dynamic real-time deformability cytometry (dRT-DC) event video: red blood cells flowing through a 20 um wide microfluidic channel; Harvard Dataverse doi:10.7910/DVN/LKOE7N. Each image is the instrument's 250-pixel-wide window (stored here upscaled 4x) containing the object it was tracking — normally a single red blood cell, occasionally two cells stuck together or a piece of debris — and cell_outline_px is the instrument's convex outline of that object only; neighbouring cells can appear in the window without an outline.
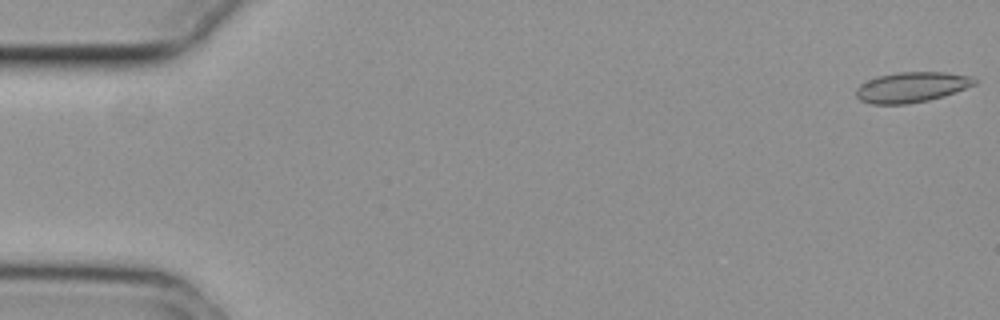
{"species": "common noctule bat (a hibernating species)", "species_latin": "Nyctalus noctula", "temperature_condition": "cold", "stored_images_in_passage": 55, "camera_frame_rate_fps": 3000, "um_per_image_px": 0.085, "animal": {"sex": "female", "body_mass_g": 29.2, "forearm_length_mm": 56.3}, "frame": {"image": 1, "passage_image": 1, "time_ms": 0.0, "image_size_px": [1000, 320], "cell_outline_px": [[976, 84], [944, 96], [928, 100], [908, 104], [872, 104], [860, 100], [856, 96], [856, 88], [860, 84], [876, 76], [896, 72], [944, 72], [972, 76], [976, 80]], "centroid_in_image_um": [77.47, 7.4], "position_along_channel_um": 7.5, "area_um2": 20.98}}
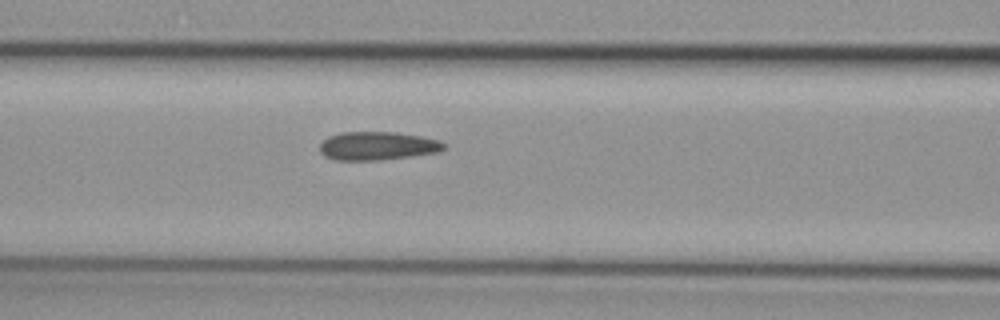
{"frame": {"image": 2, "passage_image": 23, "time_ms": 7.333, "image_size_px": [1000, 320], "cell_outline_px": [[448, 144], [440, 152], [412, 156], [380, 160], [332, 160], [324, 156], [320, 152], [320, 144], [328, 136], [340, 132], [396, 132], [420, 136], [440, 140]], "centroid_in_image_um": [32.09, 12.4], "position_along_channel_um": 134.5, "area_um2": 20.81}}
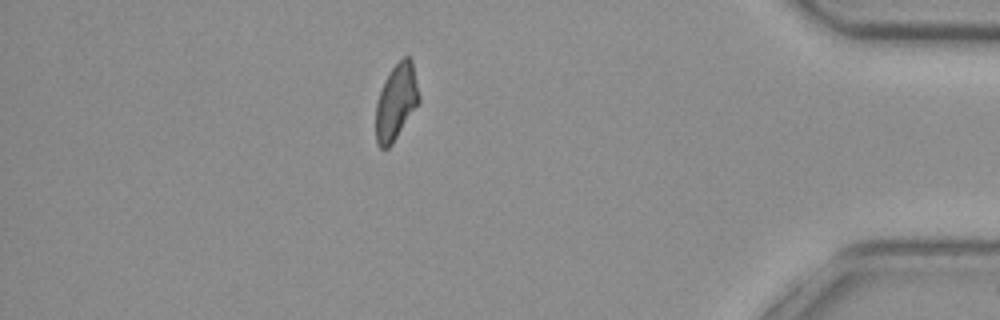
{"frame": {"image": 3, "passage_image": 48, "time_ms": 15.667, "image_size_px": [1000, 320], "cell_outline_px": [[420, 100], [392, 144], [388, 148], [380, 148], [376, 144], [376, 104], [384, 80], [392, 68], [404, 56], [408, 56], [412, 60], [420, 96]], "centroid_in_image_um": [33.67, 8.66], "position_along_channel_um": 401.5, "area_um2": 18.9}, "authors_computed_cell_mechanics": {"area_um2": 20.6346, "velocity_mm_per_s": 3.7382, "shape_relaxation_time_tau1_ms": null, "shape_relaxation_time_tau2_ms": 2.2264, "deformation_change_tau1": null, "deformation_change_tau2": 0.0906}}